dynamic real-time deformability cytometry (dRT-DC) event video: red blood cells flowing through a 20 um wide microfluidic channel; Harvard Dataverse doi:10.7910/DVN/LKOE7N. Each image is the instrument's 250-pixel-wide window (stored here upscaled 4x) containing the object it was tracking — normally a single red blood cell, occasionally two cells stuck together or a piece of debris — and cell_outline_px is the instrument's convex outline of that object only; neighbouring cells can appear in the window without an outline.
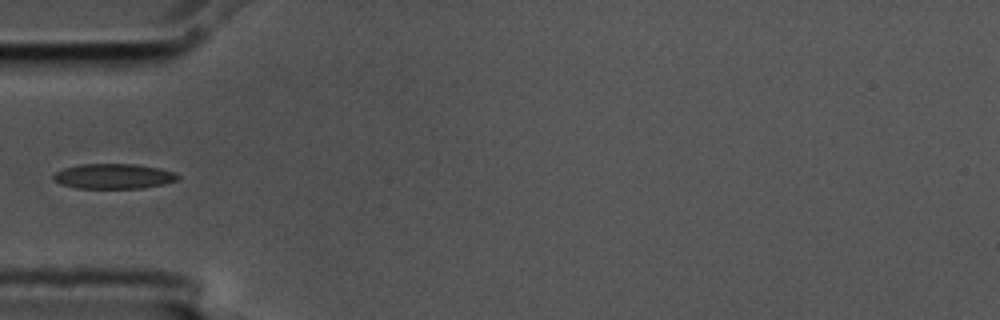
{"species": "common noctule bat (a hibernating species)", "species_latin": "Nyctalus noctula", "temperature_condition": "cold", "stored_images_in_passage": 2, "camera_frame_rate_fps": 3000, "um_per_image_px": 0.085, "animal": {"sex": "male", "body_mass_g": 17.5, "forearm_length_mm": 52.3}, "frame": {"image": 1, "passage_image": 2, "time_ms": 0.333, "image_size_px": [1000, 320], "cell_outline_px": [[180, 176], [176, 180], [164, 184], [140, 188], [76, 188], [60, 184], [52, 176], [56, 172], [64, 168], [80, 164], [136, 164], [160, 168], [176, 172]], "centroid_in_image_um": [9.68, 14.97], "position_along_channel_um": 75.3, "area_um2": 18.15}}